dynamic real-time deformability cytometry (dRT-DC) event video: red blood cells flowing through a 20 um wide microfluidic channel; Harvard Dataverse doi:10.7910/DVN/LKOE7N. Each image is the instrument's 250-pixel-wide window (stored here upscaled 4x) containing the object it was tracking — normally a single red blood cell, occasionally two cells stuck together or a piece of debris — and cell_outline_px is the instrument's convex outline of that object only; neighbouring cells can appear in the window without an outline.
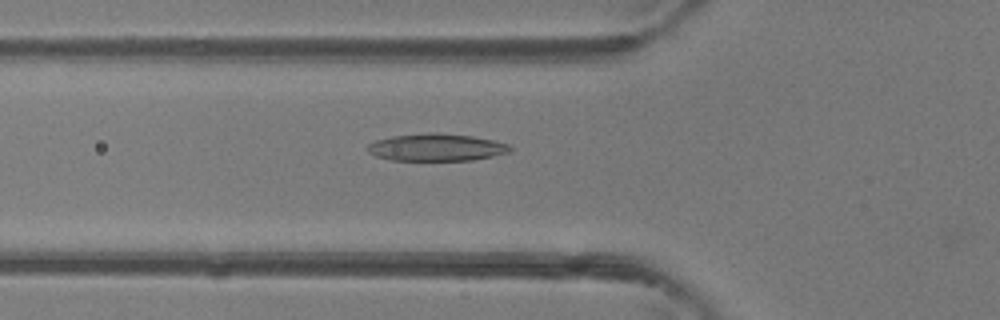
{"species": "common noctule bat (a hibernating species)", "species_latin": "Nyctalus noctula", "temperature_condition": "room temperature", "stored_images_in_passage": 30, "camera_frame_rate_fps": 3000, "um_per_image_px": 0.085, "animal": {"sex": "female"}, "frame": {"image": 1, "passage_image": 13, "time_ms": 4.0, "image_size_px": [1000, 320], "cell_outline_px": [[512, 152], [472, 160], [392, 160], [376, 156], [368, 152], [364, 148], [368, 144], [376, 140], [392, 136], [428, 132], [472, 136], [492, 140], [508, 144], [512, 148]], "centroid_in_image_um": [37.07, 12.52], "position_along_channel_um": 88.7, "area_um2": 22.66}}
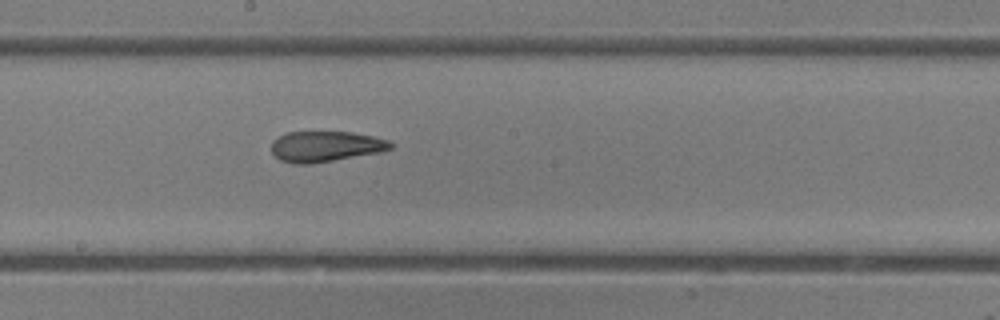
{"frame": {"image": 2, "passage_image": 22, "time_ms": 7.0, "image_size_px": [1000, 320], "cell_outline_px": [[396, 144], [392, 148], [384, 152], [312, 164], [296, 164], [280, 160], [272, 152], [272, 140], [288, 132], [352, 132], [372, 136], [388, 140]], "centroid_in_image_um": [27.73, 12.46], "position_along_channel_um": 220.5, "area_um2": 21.5}}
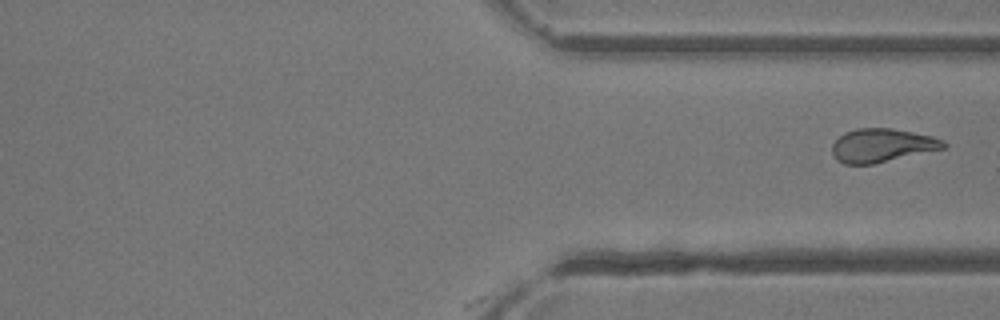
{"frame": {"image": 3, "passage_image": 30, "time_ms": 9.667, "image_size_px": [1000, 320], "cell_outline_px": [[948, 144], [944, 148], [872, 164], [844, 164], [836, 160], [832, 156], [832, 144], [844, 132], [856, 128], [892, 128], [932, 136], [944, 140]], "centroid_in_image_um": [74.94, 12.35], "position_along_channel_um": 336.5, "area_um2": 21.73}}